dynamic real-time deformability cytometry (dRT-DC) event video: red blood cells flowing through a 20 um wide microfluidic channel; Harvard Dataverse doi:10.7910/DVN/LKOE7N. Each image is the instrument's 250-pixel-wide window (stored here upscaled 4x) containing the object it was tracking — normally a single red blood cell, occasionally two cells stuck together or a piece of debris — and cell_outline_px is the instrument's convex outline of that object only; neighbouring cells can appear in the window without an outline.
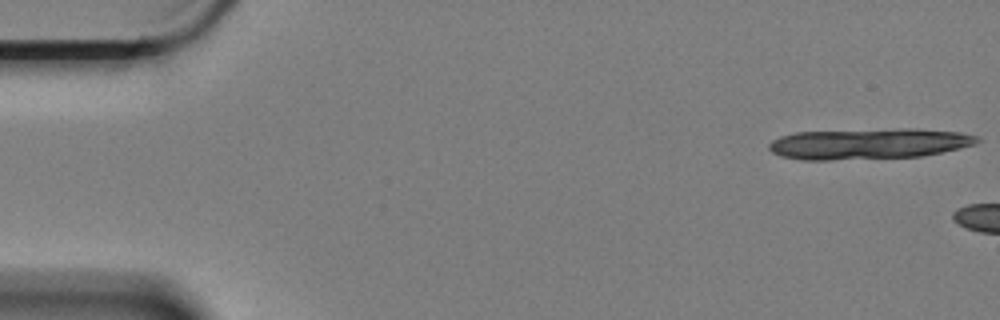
{"species": "Egyptian fruit bat (a non-hibernating species)", "species_latin": "Rousettus aegyptiacus", "temperature_condition": "cold", "stored_images_in_passage": 4, "camera_frame_rate_fps": 3000, "um_per_image_px": 0.085, "animal": {"sex": "female"}, "frame": {"image": 1, "passage_image": 1, "time_ms": 0.0, "image_size_px": [1000, 320], "cell_outline_px": [[980, 140], [976, 144], [960, 148], [920, 156], [832, 160], [800, 160], [780, 156], [772, 152], [768, 148], [768, 144], [772, 140], [780, 136], [796, 132], [900, 128], [916, 128], [960, 132], [980, 136]], "centroid_in_image_um": [73.83, 12.21], "position_along_channel_um": 11.2, "area_um2": 37.69}}